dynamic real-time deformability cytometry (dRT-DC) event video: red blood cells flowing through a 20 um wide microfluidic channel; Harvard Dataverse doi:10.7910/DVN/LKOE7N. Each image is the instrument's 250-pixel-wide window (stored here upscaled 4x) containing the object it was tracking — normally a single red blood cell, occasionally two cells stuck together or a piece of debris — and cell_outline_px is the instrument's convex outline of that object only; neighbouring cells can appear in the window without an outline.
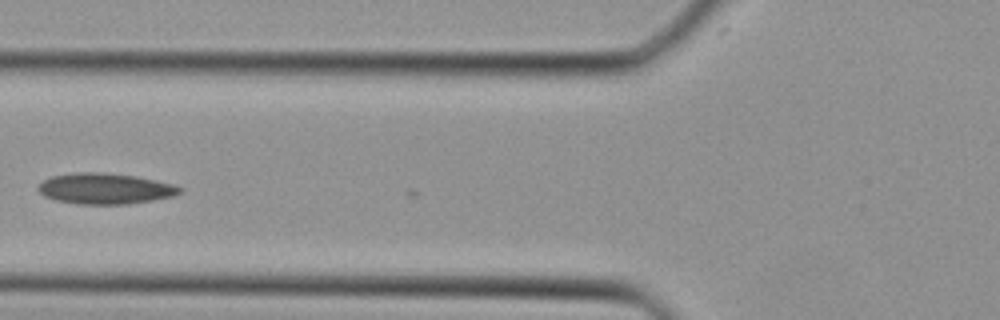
{"species": "Egyptian fruit bat (a non-hibernating species)", "species_latin": "Rousettus aegyptiacus", "temperature_condition": "cold", "stored_images_in_passage": 16, "camera_frame_rate_fps": 3000, "um_per_image_px": 0.085, "animal": {"sex": "female"}, "frame": {"image": 1, "passage_image": 2, "time_ms": 0.333, "image_size_px": [1000, 320], "cell_outline_px": [[184, 192], [176, 196], [128, 204], [80, 204], [56, 200], [44, 196], [36, 188], [44, 180], [52, 176], [76, 172], [100, 172], [136, 176], [156, 180], [172, 184], [184, 188]], "centroid_in_image_um": [8.98, 16.03], "position_along_channel_um": 116.8, "area_um2": 25.55}}
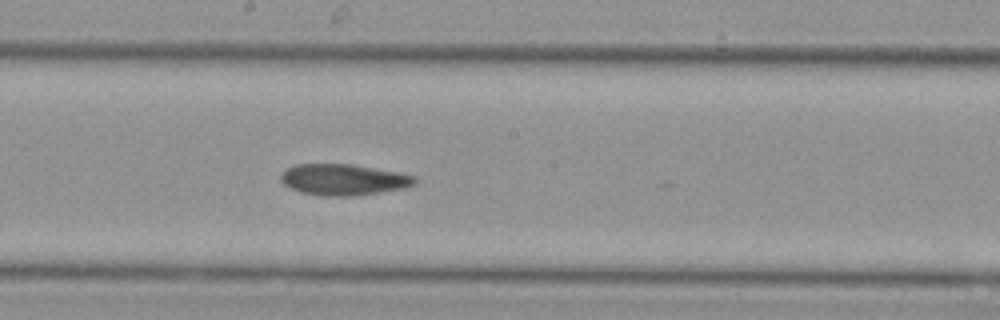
{"frame": {"image": 2, "passage_image": 8, "time_ms": 2.333, "image_size_px": [1000, 320], "cell_outline_px": [[416, 184], [404, 188], [356, 196], [324, 196], [300, 192], [284, 184], [280, 180], [280, 176], [288, 168], [296, 164], [352, 164], [396, 172], [416, 176]], "centroid_in_image_um": [29.21, 15.27], "position_along_channel_um": 219.0, "area_um2": 24.22}}
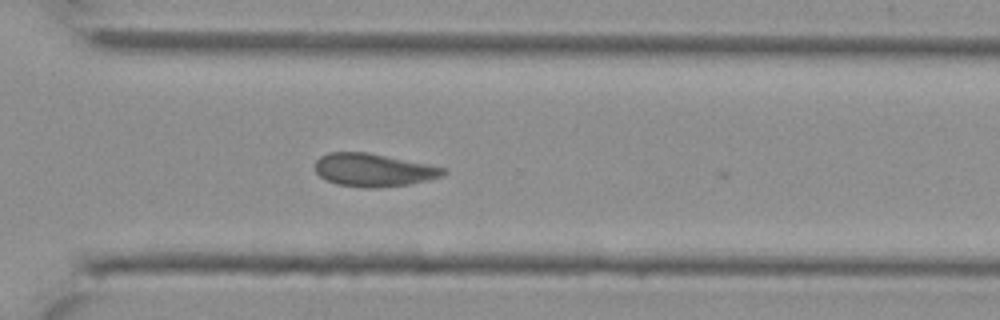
{"frame": {"image": 3, "passage_image": 15, "time_ms": 4.667, "image_size_px": [1000, 320], "cell_outline_px": [[448, 172], [440, 176], [408, 184], [376, 188], [364, 188], [336, 184], [324, 180], [316, 172], [316, 160], [320, 156], [328, 152], [368, 152], [432, 164], [448, 168]], "centroid_in_image_um": [31.75, 14.44], "position_along_channel_um": 338.8, "area_um2": 24.91}}